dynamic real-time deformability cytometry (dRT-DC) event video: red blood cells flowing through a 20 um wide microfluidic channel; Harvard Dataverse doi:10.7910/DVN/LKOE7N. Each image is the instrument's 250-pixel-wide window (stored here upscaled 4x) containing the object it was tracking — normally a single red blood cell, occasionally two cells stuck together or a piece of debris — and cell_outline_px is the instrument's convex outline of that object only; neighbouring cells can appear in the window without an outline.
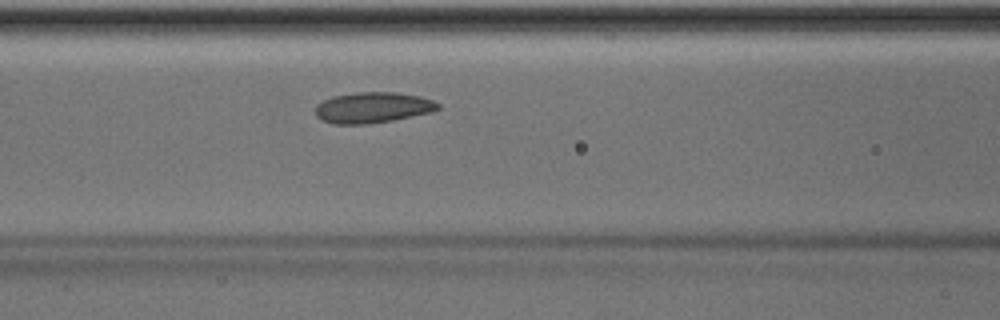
{"species": "Egyptian fruit bat (a non-hibernating species)", "species_latin": "Rousettus aegyptiacus", "temperature_condition": "room temperature", "stored_images_in_passage": 42, "camera_frame_rate_fps": 3000, "um_per_image_px": 0.085, "animal": {"sex": "male"}, "frame": {"image": 1, "passage_image": 13, "time_ms": 4.0, "image_size_px": [1000, 320], "cell_outline_px": [[440, 108], [432, 112], [392, 120], [364, 124], [332, 124], [320, 120], [316, 116], [316, 104], [332, 96], [356, 92], [396, 92], [420, 96], [432, 100], [440, 104]], "centroid_in_image_um": [31.66, 9.14], "position_along_channel_um": 134.9, "area_um2": 22.08}}
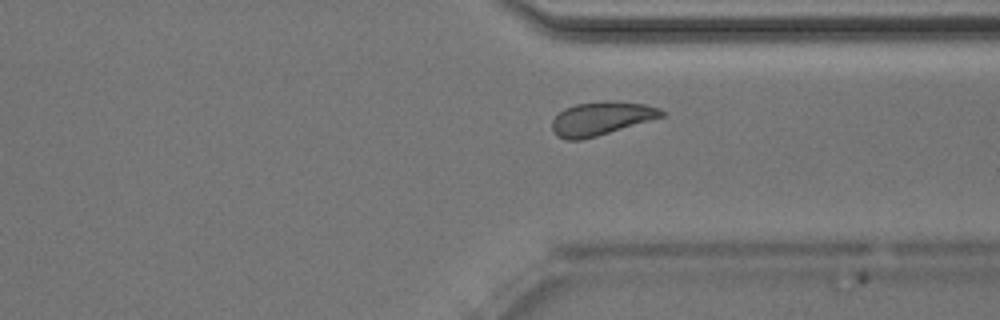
{"frame": {"image": 2, "passage_image": 30, "time_ms": 9.667, "image_size_px": [1000, 320], "cell_outline_px": [[664, 116], [596, 136], [580, 140], [564, 140], [556, 136], [552, 132], [552, 120], [564, 108], [576, 104], [612, 100], [644, 104], [660, 108], [664, 112]], "centroid_in_image_um": [51.06, 10.07], "position_along_channel_um": 360.3, "area_um2": 21.27}, "authors_computed_cell_mechanics": {"area_um2": 21.5016, "velocity_mm_per_s": 3.9763, "shape_relaxation_time_tau1_ms": 7.0066, "shape_relaxation_time_tau2_ms": 1.7627, "deformation_change_tau1": 0.1263, "deformation_change_tau2": 0.0683}}